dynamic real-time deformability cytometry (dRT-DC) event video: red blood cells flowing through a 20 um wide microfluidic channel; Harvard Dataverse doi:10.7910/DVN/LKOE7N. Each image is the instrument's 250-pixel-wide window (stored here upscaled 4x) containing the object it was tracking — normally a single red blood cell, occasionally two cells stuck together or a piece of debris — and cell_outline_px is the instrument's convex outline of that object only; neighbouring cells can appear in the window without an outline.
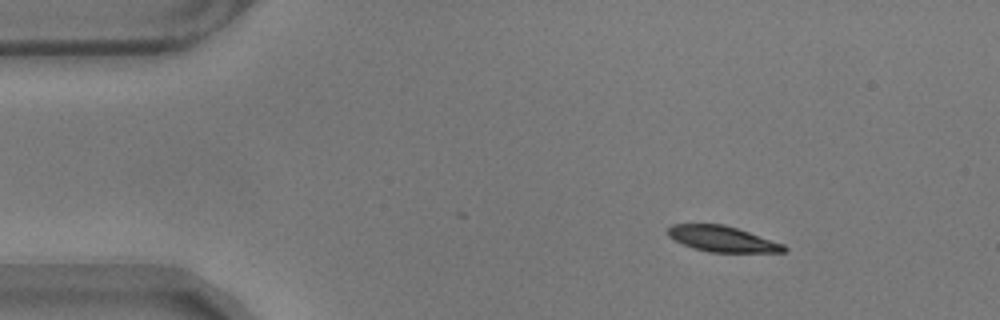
{"species": "common noctule bat (a hibernating species)", "species_latin": "Nyctalus noctula", "temperature_condition": "warm", "stored_images_in_passage": 39, "camera_frame_rate_fps": 3000, "um_per_image_px": 0.085, "animal": {"sex": "male", "body_mass_g": 17.9}, "frame": {"image": 1, "passage_image": 1, "time_ms": 0.0, "image_size_px": [1000, 320], "cell_outline_px": [[788, 248], [784, 252], [708, 252], [684, 244], [668, 236], [668, 228], [672, 224], [724, 224], [784, 244]], "centroid_in_image_um": [61.41, 20.3], "position_along_channel_um": 23.6, "area_um2": 17.11}}
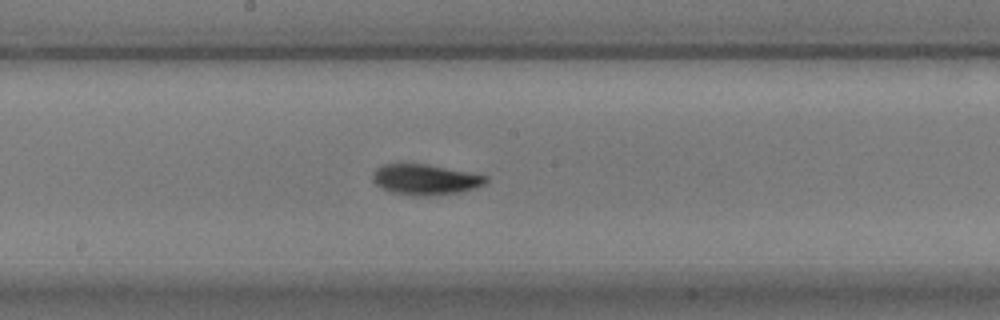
{"frame": {"image": 2, "passage_image": 23, "time_ms": 7.333, "image_size_px": [1000, 320], "cell_outline_px": [[488, 180], [484, 184], [476, 188], [460, 192], [428, 196], [412, 196], [392, 192], [380, 188], [372, 180], [372, 176], [376, 168], [384, 164], [400, 160], [428, 164], [488, 176]], "centroid_in_image_um": [36.09, 15.22], "position_along_channel_um": 212.1, "area_um2": 20.87}}
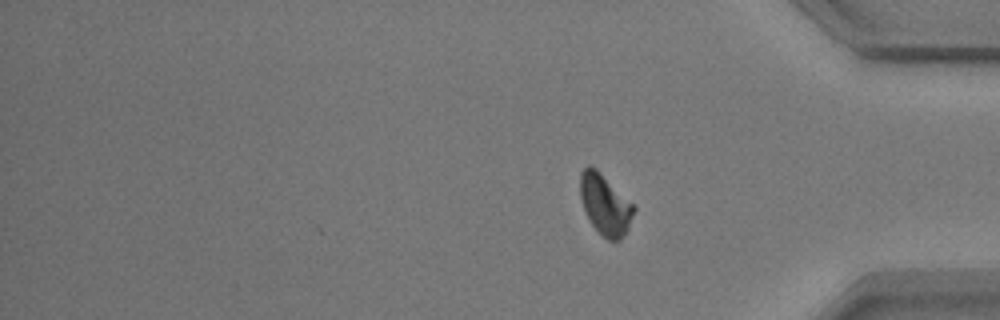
{"frame": {"image": 3, "passage_image": 39, "time_ms": 12.667, "image_size_px": [1000, 320], "cell_outline_px": [[636, 208], [628, 228], [620, 240], [608, 240], [592, 224], [584, 208], [580, 196], [580, 172], [588, 164], [596, 168], [636, 204]], "centroid_in_image_um": [51.46, 17.34], "position_along_channel_um": 383.7, "area_um2": 19.02}, "authors_computed_cell_mechanics": {"area_um2": 19.1896, "velocity_mm_per_s": 3.4996, "shape_relaxation_time_tau1_ms": 2.6847, "shape_relaxation_time_tau2_ms": null, "deformation_change_tau1": 0.136, "deformation_change_tau2": null}}